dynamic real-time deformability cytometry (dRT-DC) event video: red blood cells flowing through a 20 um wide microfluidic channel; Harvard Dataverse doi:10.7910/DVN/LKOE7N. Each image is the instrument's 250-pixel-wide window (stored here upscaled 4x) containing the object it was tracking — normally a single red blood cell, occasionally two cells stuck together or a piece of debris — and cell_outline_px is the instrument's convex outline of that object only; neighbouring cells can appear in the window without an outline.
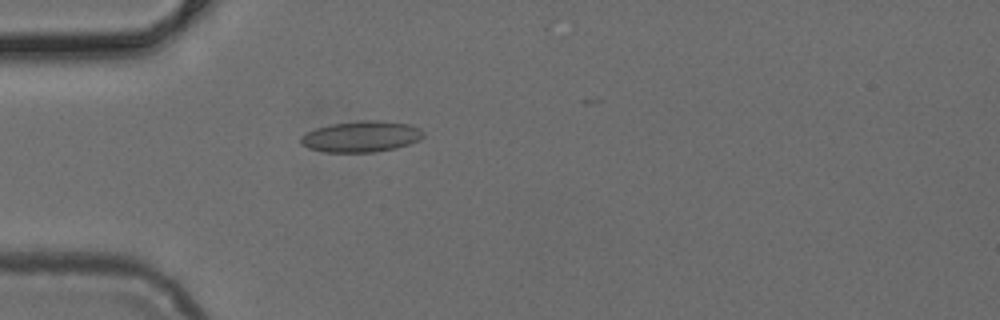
{"species": "common noctule bat (a hibernating species)", "species_latin": "Nyctalus noctula", "temperature_condition": "cold", "stored_images_in_passage": 37, "camera_frame_rate_fps": 3000, "um_per_image_px": 0.085, "animal": {"sex": "female", "body_mass_g": 24.6, "forearm_length_mm": 56.2}, "frame": {"image": 1, "passage_image": 15, "time_ms": 4.667, "image_size_px": [1000, 320], "cell_outline_px": [[424, 136], [420, 140], [396, 148], [372, 152], [324, 152], [308, 148], [300, 144], [300, 136], [316, 128], [332, 124], [356, 120], [380, 120], [412, 124], [420, 128], [424, 132]], "centroid_in_image_um": [30.72, 11.6], "position_along_channel_um": 54.3, "area_um2": 22.43}}
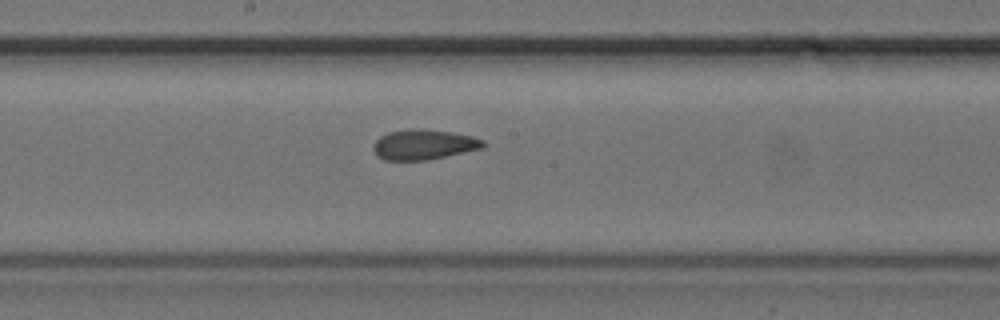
{"frame": {"image": 2, "passage_image": 27, "time_ms": 8.667, "image_size_px": [1000, 320], "cell_outline_px": [[484, 144], [480, 148], [428, 160], [384, 160], [372, 148], [372, 144], [380, 136], [388, 132], [408, 128], [452, 132], [472, 136], [484, 140]], "centroid_in_image_um": [35.97, 12.28], "position_along_channel_um": 212.2, "area_um2": 19.02}}
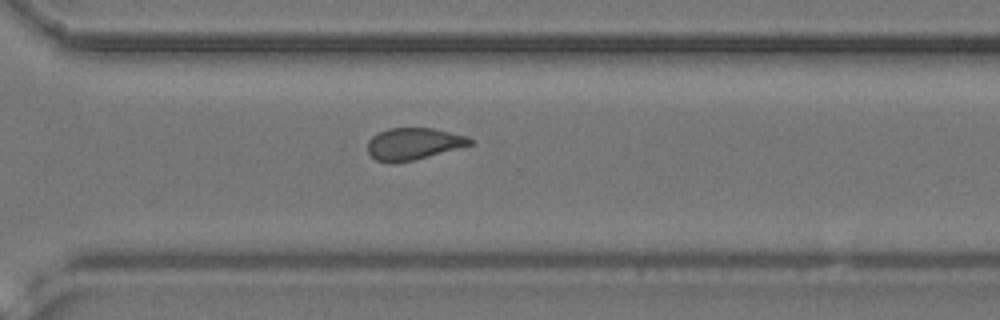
{"frame": {"image": 3, "passage_image": 36, "time_ms": 11.667, "image_size_px": [1000, 320], "cell_outline_px": [[476, 140], [472, 144], [428, 156], [412, 160], [392, 164], [376, 160], [368, 152], [368, 140], [372, 136], [388, 128], [432, 128], [468, 136]], "centroid_in_image_um": [35.14, 12.22], "position_along_channel_um": 335.5, "area_um2": 18.96}}